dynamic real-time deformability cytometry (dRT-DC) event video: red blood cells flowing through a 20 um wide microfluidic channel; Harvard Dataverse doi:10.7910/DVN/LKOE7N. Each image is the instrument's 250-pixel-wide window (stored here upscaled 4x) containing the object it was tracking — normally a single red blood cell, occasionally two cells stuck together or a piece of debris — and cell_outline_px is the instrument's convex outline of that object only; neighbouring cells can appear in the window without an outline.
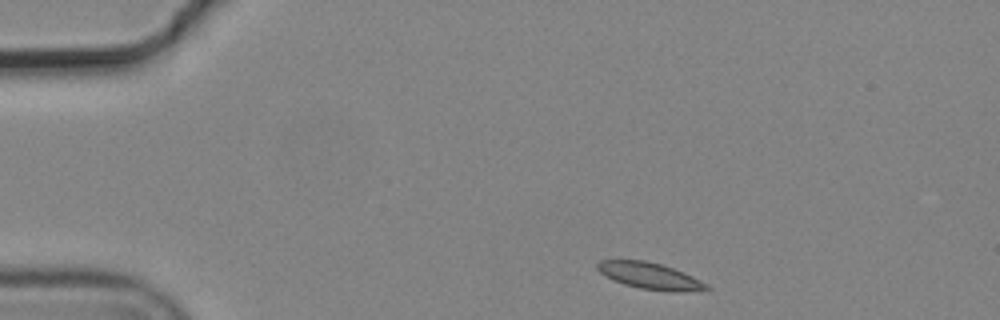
{"species": "common noctule bat (a hibernating species)", "species_latin": "Nyctalus noctula", "temperature_condition": "cold", "stored_images_in_passage": 3, "camera_frame_rate_fps": 3000, "um_per_image_px": 0.085, "animal": {"sex": "male", "body_mass_g": 19.2, "forearm_length_mm": 51.8}, "frame": {"image": 1, "passage_image": 1, "time_ms": 0.0, "image_size_px": [1000, 320], "cell_outline_px": [[712, 288], [684, 292], [672, 292], [640, 288], [624, 284], [600, 272], [596, 268], [596, 264], [600, 260], [644, 260], [660, 264], [684, 272], [708, 284]], "centroid_in_image_um": [55.27, 23.45], "position_along_channel_um": 29.7, "area_um2": 16.65}}